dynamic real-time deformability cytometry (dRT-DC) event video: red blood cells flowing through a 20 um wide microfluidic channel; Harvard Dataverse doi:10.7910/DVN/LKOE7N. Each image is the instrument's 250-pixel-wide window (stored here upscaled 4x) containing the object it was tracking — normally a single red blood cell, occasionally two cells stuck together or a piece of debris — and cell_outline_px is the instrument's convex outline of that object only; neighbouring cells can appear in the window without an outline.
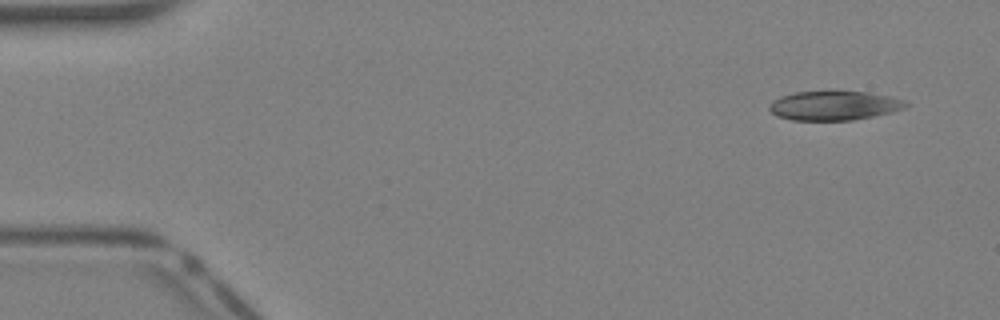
{"species": "Egyptian fruit bat (a non-hibernating species)", "species_latin": "Rousettus aegyptiacus", "temperature_condition": "warm", "stored_images_in_passage": 37, "camera_frame_rate_fps": 3000, "um_per_image_px": 0.085, "animal": {"sex": "female"}, "frame": {"image": 1, "passage_image": 1, "time_ms": 0.0, "image_size_px": [1000, 320], "cell_outline_px": [[908, 104], [904, 108], [892, 112], [852, 120], [792, 120], [776, 116], [768, 108], [768, 104], [772, 100], [780, 96], [796, 92], [828, 88], [832, 88], [868, 92], [888, 96], [904, 100]], "centroid_in_image_um": [70.84, 8.92], "position_along_channel_um": 14.2, "area_um2": 24.16}}
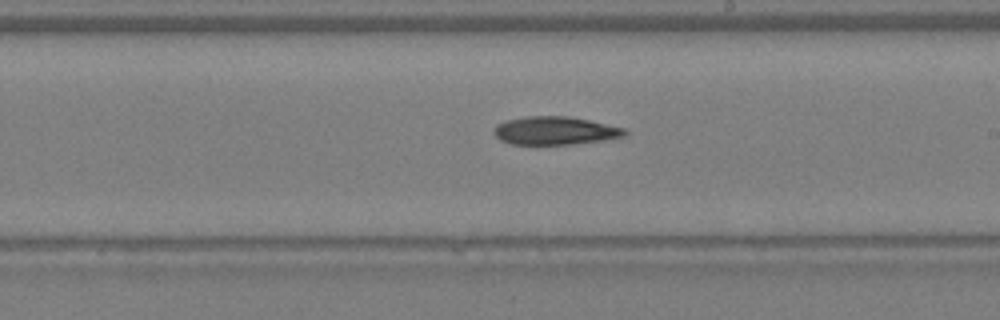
{"frame": {"image": 2, "passage_image": 21, "time_ms": 6.667, "image_size_px": [1000, 320], "cell_outline_px": [[628, 132], [624, 136], [604, 140], [568, 144], [512, 144], [500, 140], [492, 132], [496, 124], [508, 120], [524, 116], [568, 116], [588, 120], [624, 128]], "centroid_in_image_um": [47.14, 11.1], "position_along_channel_um": 241.9, "area_um2": 21.33}}
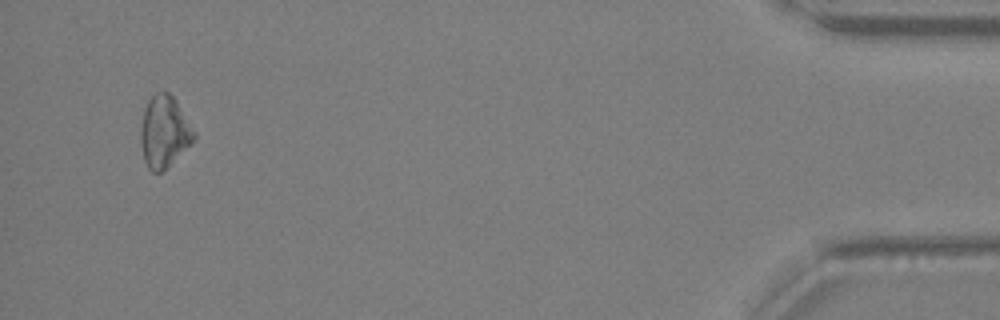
{"frame": {"image": 3, "passage_image": 36, "time_ms": 11.667, "image_size_px": [1000, 320], "cell_outline_px": [[196, 136], [192, 144], [160, 172], [152, 172], [148, 168], [144, 160], [140, 140], [140, 128], [144, 108], [148, 100], [156, 92], [168, 92], [176, 100], [196, 132]], "centroid_in_image_um": [13.96, 11.18], "position_along_channel_um": 421.2, "area_um2": 22.25}}